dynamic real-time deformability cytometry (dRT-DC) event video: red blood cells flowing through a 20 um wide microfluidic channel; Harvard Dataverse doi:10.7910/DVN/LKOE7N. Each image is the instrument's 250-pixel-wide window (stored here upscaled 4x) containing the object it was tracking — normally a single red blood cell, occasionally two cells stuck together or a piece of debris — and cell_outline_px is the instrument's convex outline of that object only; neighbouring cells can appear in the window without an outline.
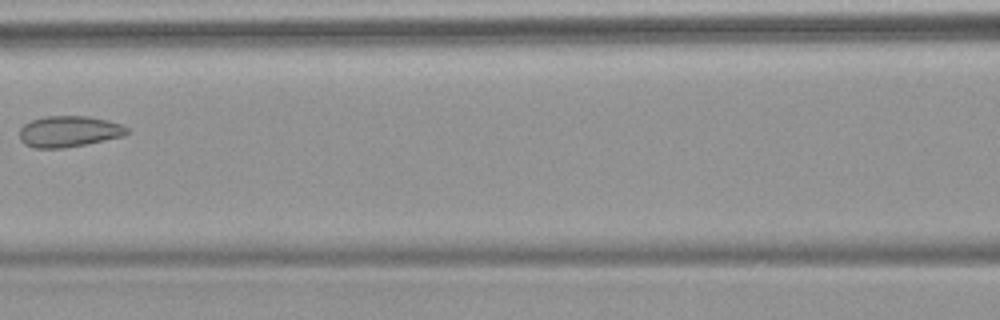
{"species": "common noctule bat (a hibernating species)", "species_latin": "Nyctalus noctula", "temperature_condition": "warm", "stored_images_in_passage": 8, "camera_frame_rate_fps": 3000, "um_per_image_px": 0.085, "animal": {"sex": "female", "body_mass_g": 18.4}, "frame": {"image": 1, "passage_image": 7, "time_ms": 8.0, "image_size_px": [1000, 320], "cell_outline_px": [[128, 132], [124, 136], [64, 148], [32, 148], [24, 144], [20, 140], [20, 128], [24, 124], [32, 120], [44, 116], [88, 116], [108, 120], [120, 124], [128, 128]], "centroid_in_image_um": [5.83, 11.17], "position_along_channel_um": 160.8, "area_um2": 19.48}}
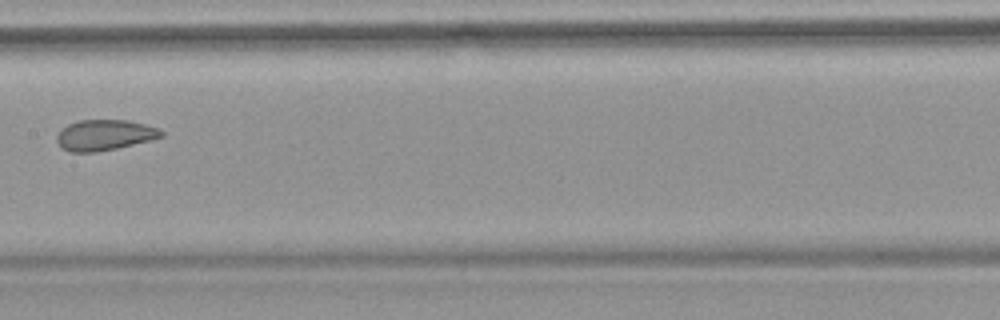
{"frame": {"image": 2, "passage_image": 8, "time_ms": 9.0, "image_size_px": [1000, 320], "cell_outline_px": [[164, 136], [152, 140], [116, 148], [96, 152], [68, 152], [60, 148], [56, 140], [56, 136], [68, 124], [80, 120], [128, 120], [160, 128], [164, 132]], "centroid_in_image_um": [8.9, 11.48], "position_along_channel_um": 198.5, "area_um2": 18.79}}